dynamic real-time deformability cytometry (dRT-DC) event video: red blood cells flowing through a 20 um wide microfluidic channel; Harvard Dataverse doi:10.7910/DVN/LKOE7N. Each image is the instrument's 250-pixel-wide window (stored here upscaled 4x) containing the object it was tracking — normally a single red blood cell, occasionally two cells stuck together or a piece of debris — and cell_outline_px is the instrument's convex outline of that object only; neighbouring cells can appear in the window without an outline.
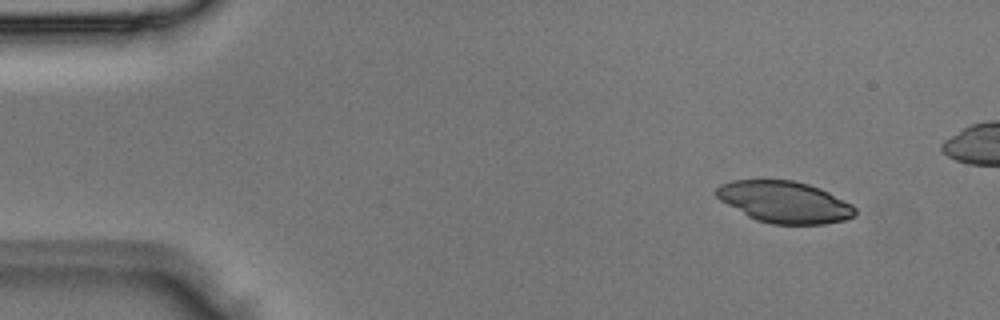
{"species": "Egyptian fruit bat (a non-hibernating species)", "species_latin": "Rousettus aegyptiacus", "temperature_condition": "room temperature", "stored_images_in_passage": 3, "camera_frame_rate_fps": 3000, "um_per_image_px": 0.085, "animal": {"sex": "male"}, "frame": {"image": 1, "passage_image": 1, "time_ms": 0.0, "image_size_px": [1000, 320], "cell_outline_px": [[856, 216], [844, 220], [824, 224], [772, 224], [756, 220], [748, 216], [720, 200], [716, 196], [716, 188], [720, 184], [732, 180], [792, 180], [808, 184], [820, 188], [852, 204], [856, 208]], "centroid_in_image_um": [66.69, 17.17], "position_along_channel_um": 18.3, "area_um2": 33.58}}